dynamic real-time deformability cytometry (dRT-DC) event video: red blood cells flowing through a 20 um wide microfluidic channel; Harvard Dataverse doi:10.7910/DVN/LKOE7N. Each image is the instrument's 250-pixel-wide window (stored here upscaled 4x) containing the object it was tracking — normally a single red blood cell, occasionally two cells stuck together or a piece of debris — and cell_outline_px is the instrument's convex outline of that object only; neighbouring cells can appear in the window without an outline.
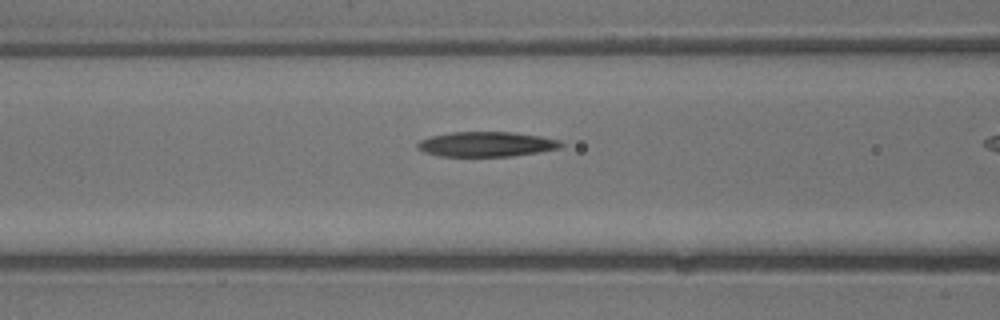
{"species": "common noctule bat (a hibernating species)", "species_latin": "Nyctalus noctula", "temperature_condition": "warm", "stored_images_in_passage": 21, "camera_frame_rate_fps": 3000, "um_per_image_px": 0.085, "animal": {"sex": "male", "body_mass_g": 13.3}, "frame": {"image": 1, "passage_image": 8, "time_ms": 2.333, "image_size_px": [1000, 320], "cell_outline_px": [[564, 144], [560, 148], [540, 152], [512, 156], [440, 156], [424, 152], [416, 148], [416, 144], [420, 140], [432, 136], [452, 132], [512, 132], [540, 136], [560, 140]], "centroid_in_image_um": [41.35, 12.26], "position_along_channel_um": 125.2, "area_um2": 20.87}}
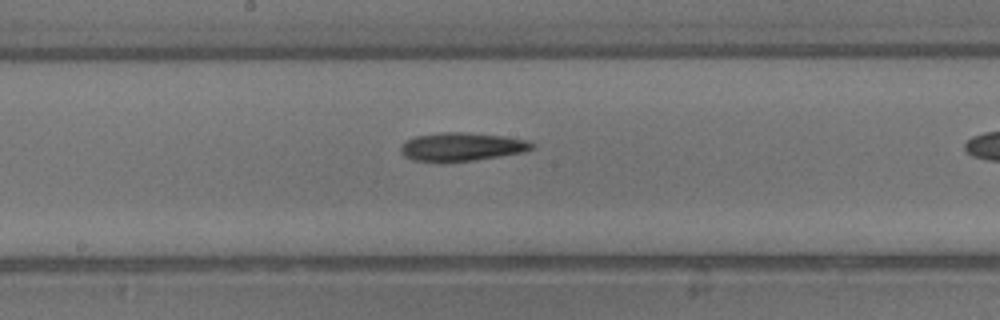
{"frame": {"image": 2, "passage_image": 12, "time_ms": 3.667, "image_size_px": [1000, 320], "cell_outline_px": [[536, 144], [532, 148], [524, 152], [500, 156], [472, 160], [412, 160], [404, 156], [400, 152], [400, 144], [404, 140], [416, 136], [440, 132], [464, 132], [504, 136], [528, 140]], "centroid_in_image_um": [39.24, 12.44], "position_along_channel_um": 209.0, "area_um2": 21.44}}
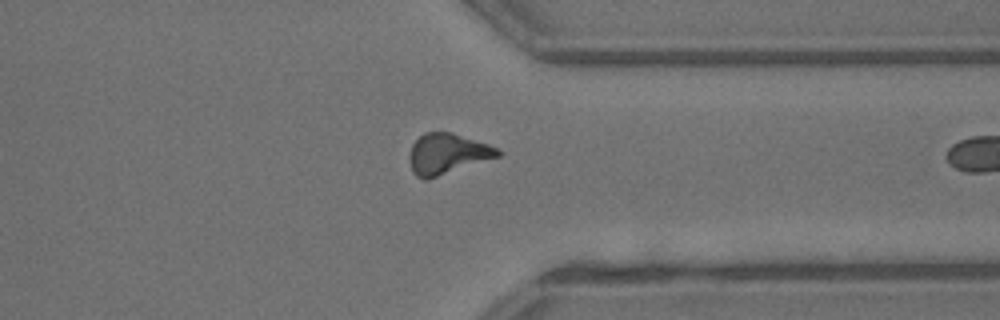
{"frame": {"image": 3, "passage_image": 20, "time_ms": 6.333, "image_size_px": [1000, 320], "cell_outline_px": [[500, 156], [428, 180], [424, 180], [416, 176], [412, 172], [408, 160], [408, 156], [412, 144], [424, 132], [452, 132], [488, 144], [496, 148], [500, 152]], "centroid_in_image_um": [37.97, 13.09], "position_along_channel_um": 373.4, "area_um2": 21.04}}